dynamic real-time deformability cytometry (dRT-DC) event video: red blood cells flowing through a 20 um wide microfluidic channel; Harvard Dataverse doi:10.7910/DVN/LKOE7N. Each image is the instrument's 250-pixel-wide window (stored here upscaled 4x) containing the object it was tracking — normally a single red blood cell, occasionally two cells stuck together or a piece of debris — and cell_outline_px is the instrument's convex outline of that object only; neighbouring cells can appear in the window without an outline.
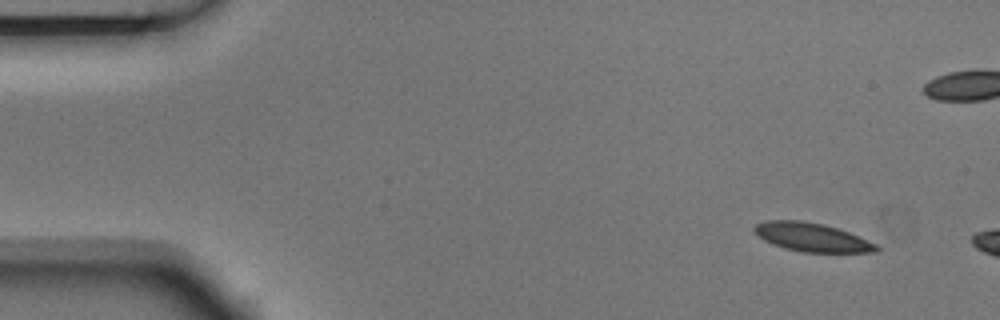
{"species": "Egyptian fruit bat (a non-hibernating species)", "species_latin": "Rousettus aegyptiacus", "temperature_condition": "room temperature", "stored_images_in_passage": 3, "camera_frame_rate_fps": 3000, "um_per_image_px": 0.085, "animal": {"sex": "male"}, "frame": {"image": 1, "passage_image": 1, "time_ms": 0.0, "image_size_px": [1000, 320], "cell_outline_px": [[880, 252], [800, 252], [784, 248], [772, 244], [764, 240], [752, 228], [756, 224], [764, 220], [800, 220], [824, 224], [848, 232], [876, 244], [880, 248]], "centroid_in_image_um": [68.99, 20.16], "position_along_channel_um": 16.0, "area_um2": 20.29}}